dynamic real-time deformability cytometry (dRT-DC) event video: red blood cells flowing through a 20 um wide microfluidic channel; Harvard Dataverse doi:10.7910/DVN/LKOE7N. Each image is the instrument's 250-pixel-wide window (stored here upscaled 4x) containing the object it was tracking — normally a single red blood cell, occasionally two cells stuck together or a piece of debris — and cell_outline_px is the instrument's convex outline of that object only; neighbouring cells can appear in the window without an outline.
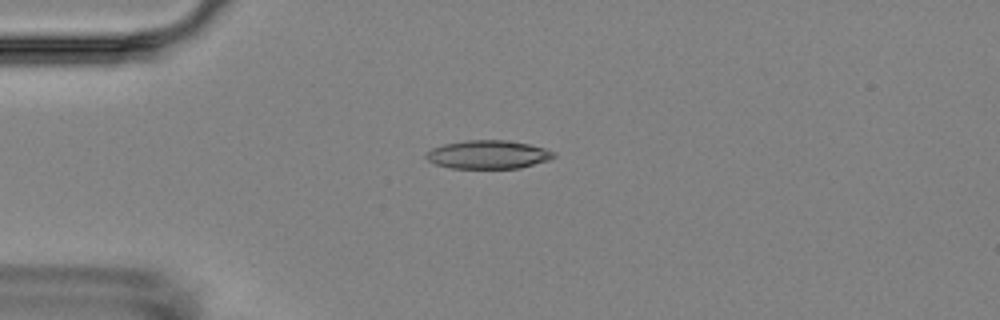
{"species": "Egyptian fruit bat (a non-hibernating species)", "species_latin": "Rousettus aegyptiacus", "temperature_condition": "room temperature", "stored_images_in_passage": 4, "camera_frame_rate_fps": 3000, "um_per_image_px": 0.085, "animal": {"sex": "female"}, "frame": {"image": 1, "passage_image": 2, "time_ms": 1.333, "image_size_px": [1000, 320], "cell_outline_px": [[556, 156], [548, 160], [520, 168], [448, 168], [436, 164], [428, 160], [424, 156], [432, 148], [444, 144], [468, 140], [508, 140], [528, 144], [544, 148], [556, 152]], "centroid_in_image_um": [41.5, 13.14], "position_along_channel_um": 43.5, "area_um2": 21.1}}